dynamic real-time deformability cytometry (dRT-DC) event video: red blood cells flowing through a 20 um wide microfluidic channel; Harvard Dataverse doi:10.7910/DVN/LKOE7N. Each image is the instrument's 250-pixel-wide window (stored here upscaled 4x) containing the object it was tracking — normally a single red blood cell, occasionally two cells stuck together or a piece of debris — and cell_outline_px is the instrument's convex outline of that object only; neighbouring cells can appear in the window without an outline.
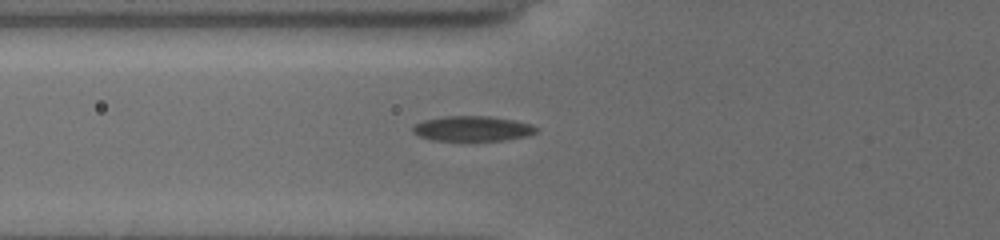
{"species": "common noctule bat (a hibernating species)", "species_latin": "Nyctalus noctula", "temperature_condition": "cold", "stored_images_in_passage": 43, "camera_frame_rate_fps": 3000, "um_per_image_px": 0.085, "animal": {"sex": "female", "body_mass_g": 19.5, "forearm_length_mm": 54.1}, "frame": {"image": 1, "passage_image": 4, "time_ms": 0.667, "image_size_px": [1000, 240], "cell_outline_px": [[536, 132], [524, 136], [500, 140], [440, 140], [420, 136], [412, 128], [416, 124], [424, 120], [444, 116], [488, 116], [516, 120], [532, 124], [536, 128]], "centroid_in_image_um": [40.19, 10.91], "position_along_channel_um": 85.6, "area_um2": 17.57}}
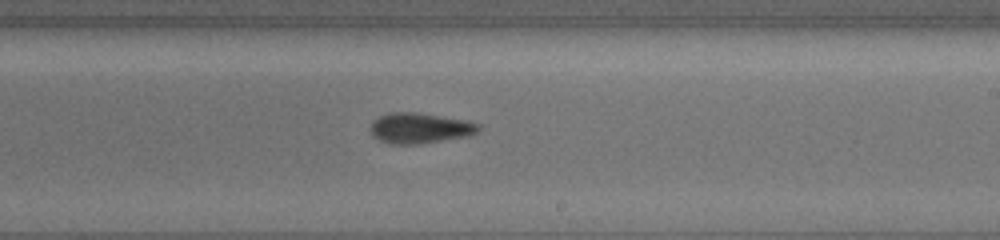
{"frame": {"image": 2, "passage_image": 19, "time_ms": 5.0, "image_size_px": [1000, 240], "cell_outline_px": [[480, 128], [476, 132], [460, 136], [416, 144], [392, 144], [380, 140], [372, 132], [372, 124], [380, 116], [392, 112], [416, 112], [464, 120], [480, 124]], "centroid_in_image_um": [35.66, 10.87], "position_along_channel_um": 253.3, "area_um2": 18.32}}
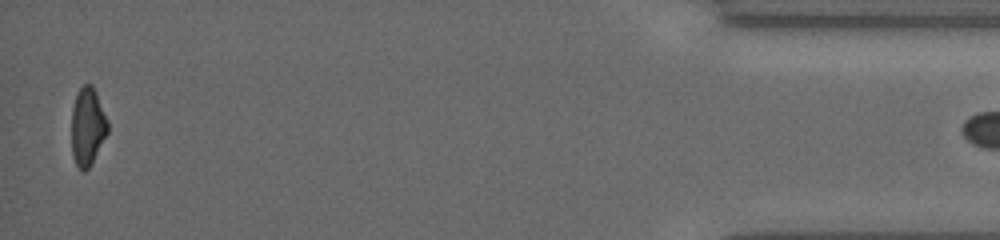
{"frame": {"image": 3, "passage_image": 41, "time_ms": 11.333, "image_size_px": [1000, 240], "cell_outline_px": [[108, 132], [92, 164], [84, 172], [76, 164], [72, 152], [72, 108], [76, 92], [84, 84], [92, 84], [96, 92], [108, 124]], "centroid_in_image_um": [7.43, 10.75], "position_along_channel_um": 427.8, "area_um2": 16.36}}